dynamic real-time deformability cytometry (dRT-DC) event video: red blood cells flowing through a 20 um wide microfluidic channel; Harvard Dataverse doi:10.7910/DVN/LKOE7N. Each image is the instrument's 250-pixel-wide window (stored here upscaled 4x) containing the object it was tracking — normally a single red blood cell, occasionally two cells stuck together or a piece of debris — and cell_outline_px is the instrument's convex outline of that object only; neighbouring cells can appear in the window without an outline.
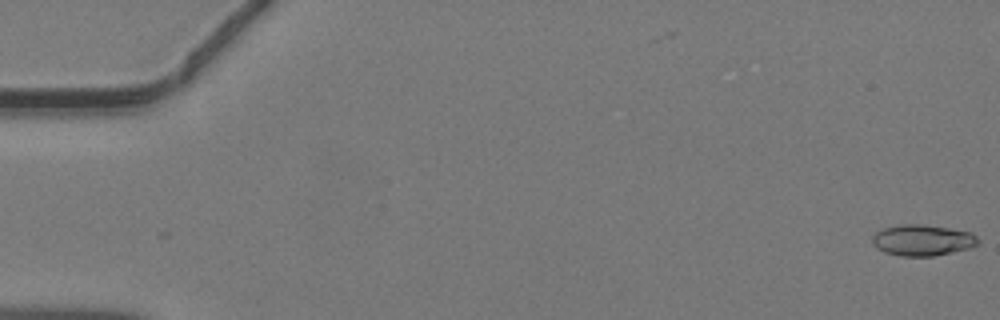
{"species": "common noctule bat (a hibernating species)", "species_latin": "Nyctalus noctula", "temperature_condition": "warm", "stored_images_in_passage": 2, "camera_frame_rate_fps": 3000, "um_per_image_px": 0.085, "animal": {"sex": "male", "body_mass_g": 19.2, "forearm_length_mm": 51.8}, "frame": {"image": 1, "passage_image": 2, "time_ms": 0.333, "image_size_px": [1000, 320], "cell_outline_px": [[980, 244], [972, 248], [932, 256], [900, 256], [884, 252], [876, 248], [872, 244], [872, 236], [876, 232], [884, 228], [900, 224], [924, 224], [972, 232], [980, 240]], "centroid_in_image_um": [78.43, 20.42], "position_along_channel_um": 6.6, "area_um2": 19.42}}